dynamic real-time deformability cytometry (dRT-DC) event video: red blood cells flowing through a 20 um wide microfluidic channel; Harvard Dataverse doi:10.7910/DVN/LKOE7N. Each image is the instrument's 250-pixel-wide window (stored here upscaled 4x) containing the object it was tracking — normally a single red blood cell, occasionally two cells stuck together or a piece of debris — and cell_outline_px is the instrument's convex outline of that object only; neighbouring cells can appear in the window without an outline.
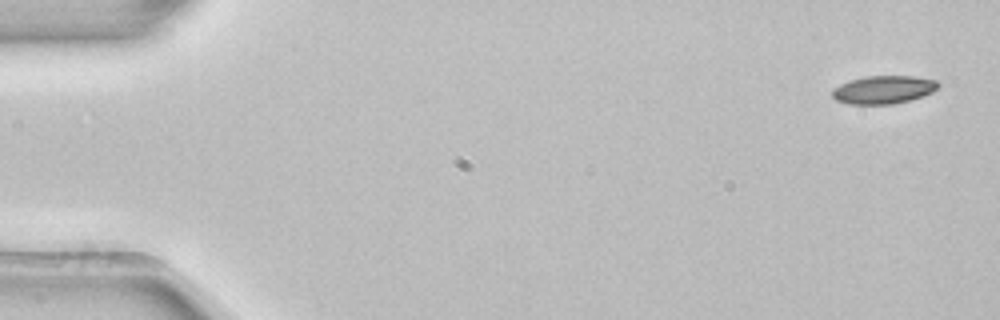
{"species": "common noctule bat (a hibernating species)", "species_latin": "Nyctalus noctula", "temperature_condition": "room temperature", "stored_images_in_passage": 5, "camera_frame_rate_fps": 3000, "um_per_image_px": 0.085, "animal": {"sex": "female", "body_mass_g": 22.7, "forearm_length_mm": 54.2}, "frame": {"image": 1, "passage_image": 1, "time_ms": 0.0, "image_size_px": [1000, 320], "cell_outline_px": [[940, 88], [932, 92], [912, 100], [892, 104], [848, 104], [836, 100], [832, 96], [832, 88], [848, 80], [864, 76], [912, 76], [936, 80], [940, 84]], "centroid_in_image_um": [75.09, 7.62], "position_along_channel_um": 9.9, "area_um2": 17.57}}
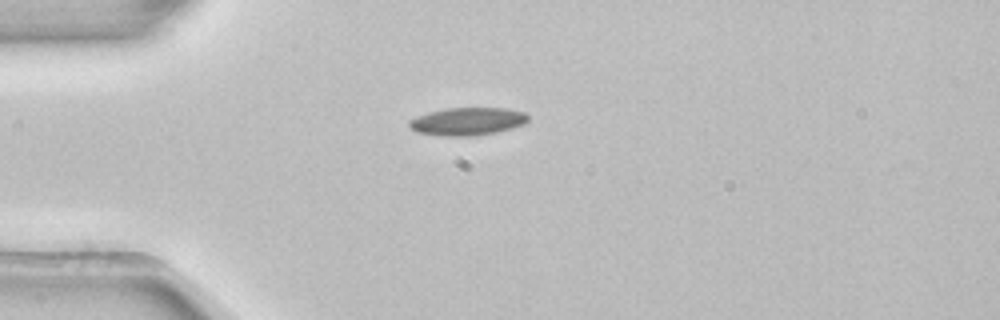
{"frame": {"image": 2, "passage_image": 4, "time_ms": 1.0, "image_size_px": [1000, 320], "cell_outline_px": [[528, 120], [524, 124], [512, 128], [496, 132], [472, 136], [444, 136], [416, 132], [408, 124], [408, 120], [416, 116], [428, 112], [444, 108], [508, 108], [524, 112], [528, 116]], "centroid_in_image_um": [39.72, 10.31], "position_along_channel_um": 45.3, "area_um2": 19.36}}
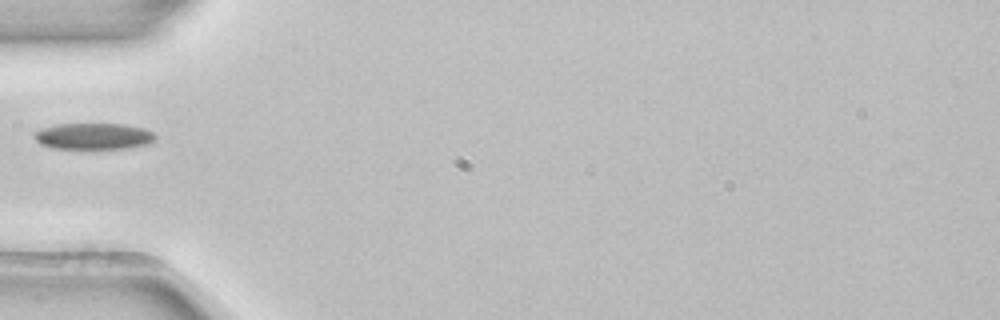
{"frame": {"image": 3, "passage_image": 5, "time_ms": 1.333, "image_size_px": [1000, 320], "cell_outline_px": [[156, 140], [152, 144], [128, 148], [52, 148], [40, 144], [36, 140], [36, 132], [40, 128], [56, 124], [124, 124], [144, 128], [152, 132], [156, 136]], "centroid_in_image_um": [8.01, 11.58], "position_along_channel_um": 77.0, "area_um2": 18.61}}